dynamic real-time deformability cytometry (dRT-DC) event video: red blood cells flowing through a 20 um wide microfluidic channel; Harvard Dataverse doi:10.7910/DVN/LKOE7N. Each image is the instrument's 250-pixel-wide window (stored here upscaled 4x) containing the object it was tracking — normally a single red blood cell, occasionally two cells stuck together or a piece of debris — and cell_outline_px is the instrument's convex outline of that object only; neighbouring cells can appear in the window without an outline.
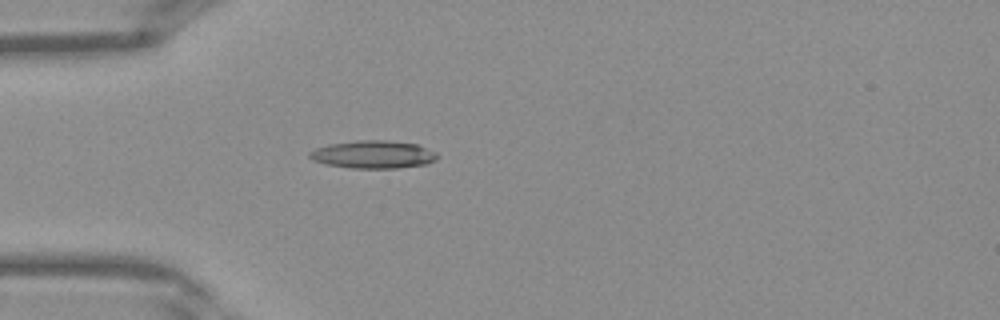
{"species": "Egyptian fruit bat (a non-hibernating species)", "species_latin": "Rousettus aegyptiacus", "temperature_condition": "warm", "stored_images_in_passage": 25, "camera_frame_rate_fps": 3000, "um_per_image_px": 0.085, "frame": {"image": 1, "passage_image": 1, "time_ms": 0.0, "image_size_px": [1000, 320], "cell_outline_px": [[440, 156], [428, 164], [396, 168], [352, 168], [324, 164], [312, 160], [308, 156], [308, 152], [316, 148], [328, 144], [356, 140], [384, 140], [416, 144], [436, 152]], "centroid_in_image_um": [31.7, 13.13], "position_along_channel_um": 53.3, "area_um2": 20.81}}
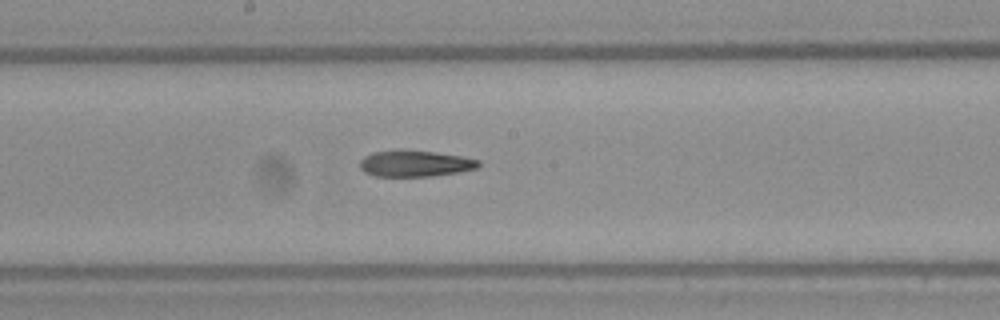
{"frame": {"image": 2, "passage_image": 11, "time_ms": 3.333, "image_size_px": [1000, 320], "cell_outline_px": [[480, 164], [476, 168], [460, 172], [432, 176], [372, 176], [364, 172], [360, 168], [360, 160], [364, 156], [372, 152], [436, 152], [464, 156], [480, 160]], "centroid_in_image_um": [35.31, 13.93], "position_along_channel_um": 212.9, "area_um2": 17.74}}
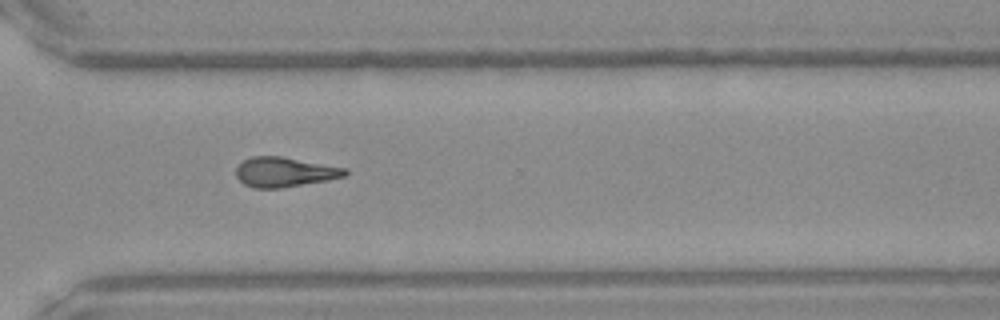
{"frame": {"image": 3, "passage_image": 19, "time_ms": 6.0, "image_size_px": [1000, 320], "cell_outline_px": [[348, 172], [344, 176], [328, 180], [280, 188], [252, 188], [244, 184], [236, 176], [236, 168], [244, 160], [252, 156], [280, 156], [348, 168]], "centroid_in_image_um": [24.19, 14.62], "position_along_channel_um": 346.4, "area_um2": 18.84}}